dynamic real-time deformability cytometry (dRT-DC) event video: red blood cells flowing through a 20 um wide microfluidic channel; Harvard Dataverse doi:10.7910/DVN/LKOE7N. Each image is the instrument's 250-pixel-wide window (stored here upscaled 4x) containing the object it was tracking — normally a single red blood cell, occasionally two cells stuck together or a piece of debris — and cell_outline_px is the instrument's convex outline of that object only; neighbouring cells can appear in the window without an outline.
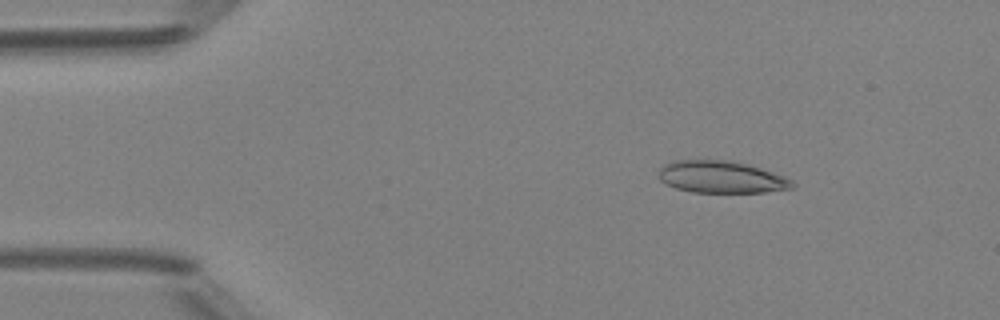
{"species": "Egyptian fruit bat (a non-hibernating species)", "species_latin": "Rousettus aegyptiacus", "temperature_condition": "room temperature", "stored_images_in_passage": 48, "camera_frame_rate_fps": 3000, "um_per_image_px": 0.085, "animal": {"sex": "female"}, "frame": {"image": 1, "passage_image": 7, "time_ms": 2.0, "image_size_px": [1000, 320], "cell_outline_px": [[796, 188], [764, 192], [692, 192], [676, 188], [660, 180], [660, 168], [664, 164], [672, 160], [728, 160], [760, 168], [784, 176], [792, 180], [796, 184]], "centroid_in_image_um": [61.34, 15.05], "position_along_channel_um": 23.7, "area_um2": 24.85}}
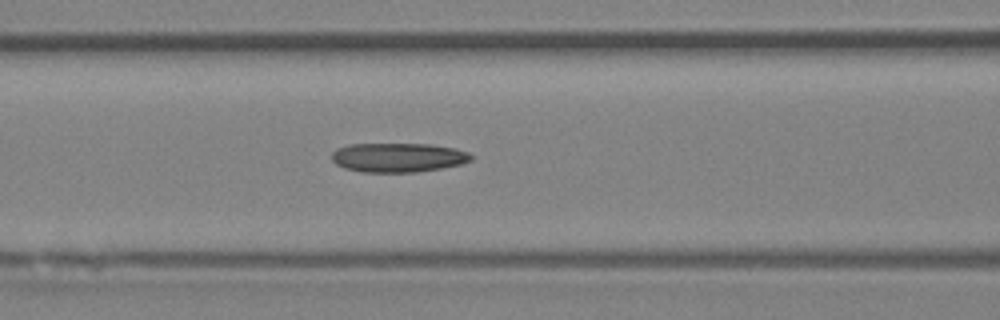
{"frame": {"image": 2, "passage_image": 20, "time_ms": 6.333, "image_size_px": [1000, 320], "cell_outline_px": [[472, 160], [460, 164], [440, 168], [416, 172], [360, 172], [344, 168], [336, 164], [332, 160], [332, 152], [336, 148], [348, 144], [432, 144], [456, 148], [468, 152], [472, 156]], "centroid_in_image_um": [33.81, 13.38], "position_along_channel_um": 132.8, "area_um2": 23.87}}
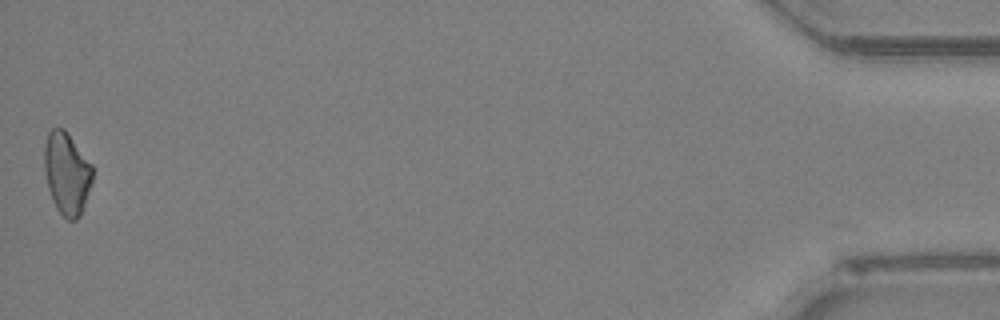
{"frame": {"image": 3, "passage_image": 48, "time_ms": 15.667, "image_size_px": [1000, 320], "cell_outline_px": [[92, 180], [80, 216], [76, 220], [68, 220], [56, 208], [52, 200], [48, 188], [44, 168], [44, 144], [48, 132], [52, 128], [64, 128], [92, 164]], "centroid_in_image_um": [5.66, 14.71], "position_along_channel_um": 429.5, "area_um2": 23.0}}